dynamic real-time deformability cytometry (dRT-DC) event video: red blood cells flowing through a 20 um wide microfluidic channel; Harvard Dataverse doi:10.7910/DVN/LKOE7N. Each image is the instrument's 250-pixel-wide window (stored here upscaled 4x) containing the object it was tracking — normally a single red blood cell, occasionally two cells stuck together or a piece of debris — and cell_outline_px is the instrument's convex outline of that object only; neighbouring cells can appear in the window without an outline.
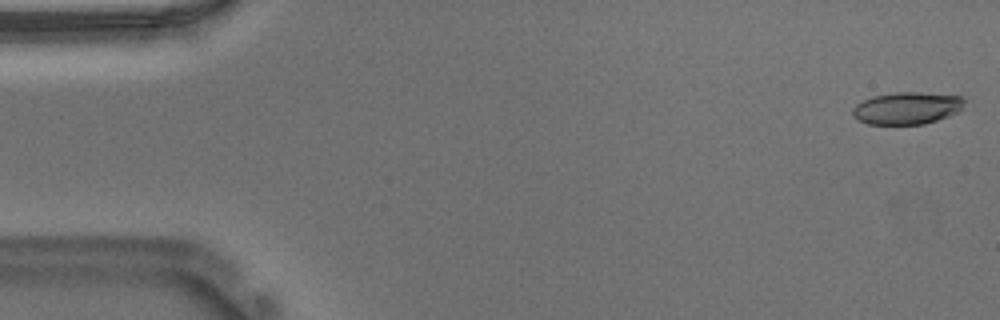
{"species": "Egyptian fruit bat (a non-hibernating species)", "species_latin": "Rousettus aegyptiacus", "temperature_condition": "warm", "stored_images_in_passage": 53, "camera_frame_rate_fps": 3000, "um_per_image_px": 0.085, "animal": {"sex": "male"}, "frame": {"image": 1, "passage_image": 1, "time_ms": 0.0, "image_size_px": [1000, 320], "cell_outline_px": [[964, 100], [960, 112], [924, 124], [868, 124], [852, 116], [852, 108], [856, 104], [872, 96], [896, 92], [920, 92], [964, 96]], "centroid_in_image_um": [77.1, 9.18], "position_along_channel_um": 7.9, "area_um2": 21.04}}
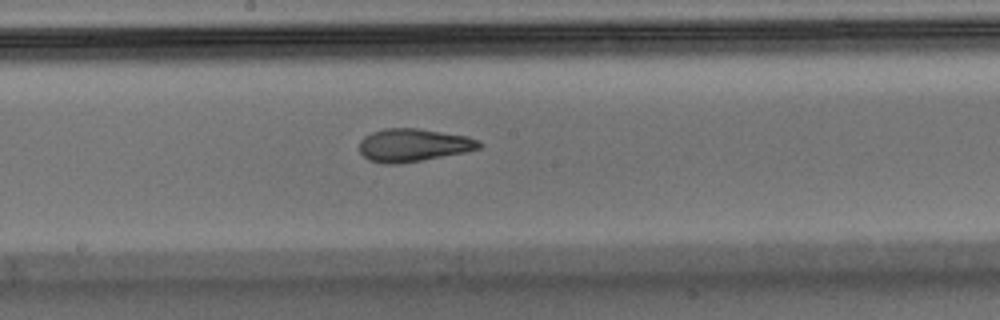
{"frame": {"image": 2, "passage_image": 28, "time_ms": 9.0, "image_size_px": [1000, 320], "cell_outline_px": [[484, 144], [480, 148], [464, 152], [400, 164], [384, 164], [368, 160], [360, 152], [360, 140], [364, 136], [372, 132], [384, 128], [416, 128], [468, 136], [480, 140]], "centroid_in_image_um": [35.13, 12.33], "position_along_channel_um": 213.1, "area_um2": 23.06}}
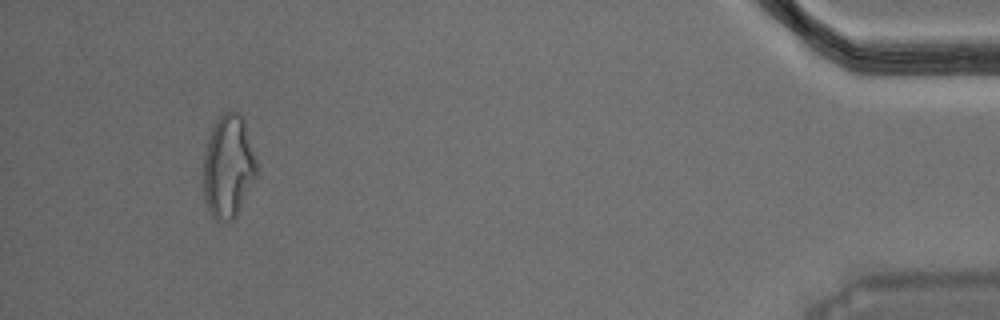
{"frame": {"image": 3, "passage_image": 50, "time_ms": 16.333, "image_size_px": [1000, 320], "cell_outline_px": [[256, 176], [236, 216], [232, 220], [216, 220], [212, 216], [208, 208], [204, 196], [204, 152], [212, 128], [216, 120], [224, 112], [236, 112], [244, 120], [256, 156]], "centroid_in_image_um": [19.41, 14.15], "position_along_channel_um": 415.8, "area_um2": 31.56}}